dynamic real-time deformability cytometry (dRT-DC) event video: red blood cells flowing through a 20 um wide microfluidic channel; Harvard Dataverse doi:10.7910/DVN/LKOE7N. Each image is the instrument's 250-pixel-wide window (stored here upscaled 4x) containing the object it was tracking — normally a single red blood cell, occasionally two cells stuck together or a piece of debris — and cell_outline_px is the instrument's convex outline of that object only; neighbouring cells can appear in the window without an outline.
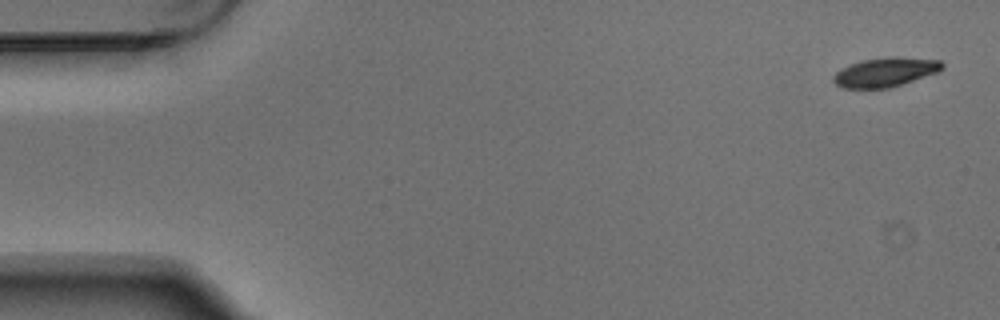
{"species": "Egyptian fruit bat (a non-hibernating species)", "species_latin": "Rousettus aegyptiacus", "temperature_condition": "warm", "stored_images_in_passage": 5, "camera_frame_rate_fps": 3000, "um_per_image_px": 0.085, "animal": {"sex": "male"}, "frame": {"image": 1, "passage_image": 1, "time_ms": 0.0, "image_size_px": [1000, 320], "cell_outline_px": [[944, 68], [936, 72], [892, 88], [840, 88], [832, 80], [832, 76], [840, 68], [864, 60], [888, 56], [892, 56], [940, 60], [944, 64]], "centroid_in_image_um": [75.23, 6.14], "position_along_channel_um": 9.8, "area_um2": 18.55}}
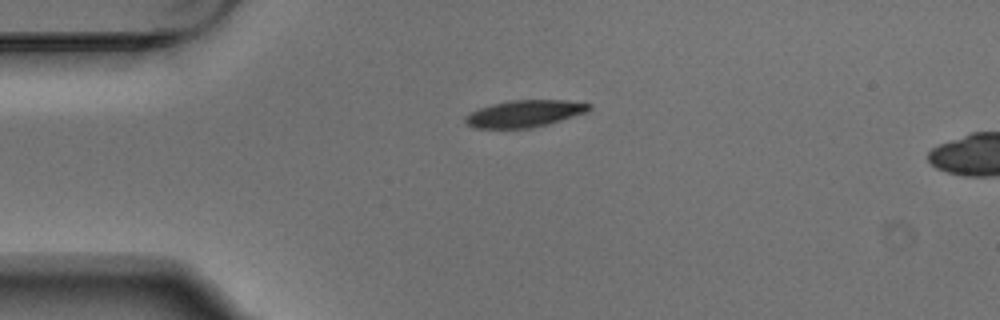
{"frame": {"image": 2, "passage_image": 4, "time_ms": 1.0, "image_size_px": [1000, 320], "cell_outline_px": [[592, 108], [588, 112], [548, 124], [532, 128], [472, 128], [464, 120], [464, 116], [468, 112], [492, 104], [512, 100], [568, 100], [592, 104]], "centroid_in_image_um": [44.6, 9.65], "position_along_channel_um": 40.4, "area_um2": 19.59}}